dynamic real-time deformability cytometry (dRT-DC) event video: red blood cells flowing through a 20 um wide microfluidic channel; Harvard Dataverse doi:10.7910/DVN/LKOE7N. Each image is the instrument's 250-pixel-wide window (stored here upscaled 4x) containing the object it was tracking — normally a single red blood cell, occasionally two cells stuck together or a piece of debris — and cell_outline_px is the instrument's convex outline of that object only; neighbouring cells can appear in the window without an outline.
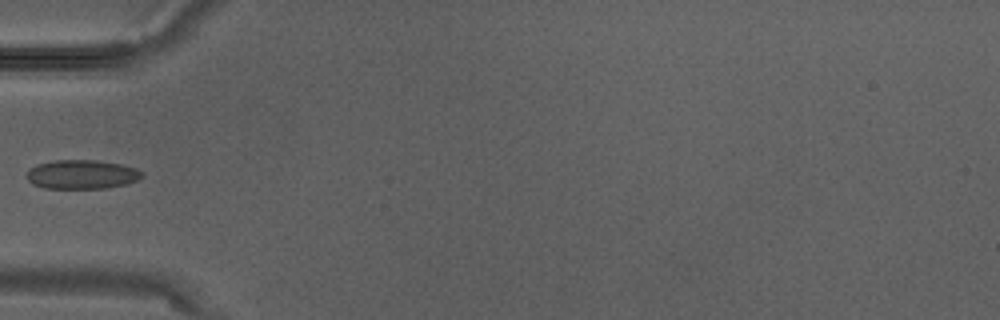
{"species": "Egyptian fruit bat (a non-hibernating species)", "species_latin": "Rousettus aegyptiacus", "temperature_condition": "warm", "stored_images_in_passage": 2, "camera_frame_rate_fps": 3000, "um_per_image_px": 0.085, "animal": {"sex": "male"}, "frame": {"image": 1, "passage_image": 2, "time_ms": 0.333, "image_size_px": [1000, 320], "cell_outline_px": [[144, 176], [136, 180], [124, 184], [104, 188], [44, 188], [32, 184], [28, 180], [28, 172], [36, 164], [56, 160], [96, 160], [120, 164], [136, 168], [144, 172]], "centroid_in_image_um": [6.97, 14.82], "position_along_channel_um": 78.0, "area_um2": 19.36}}